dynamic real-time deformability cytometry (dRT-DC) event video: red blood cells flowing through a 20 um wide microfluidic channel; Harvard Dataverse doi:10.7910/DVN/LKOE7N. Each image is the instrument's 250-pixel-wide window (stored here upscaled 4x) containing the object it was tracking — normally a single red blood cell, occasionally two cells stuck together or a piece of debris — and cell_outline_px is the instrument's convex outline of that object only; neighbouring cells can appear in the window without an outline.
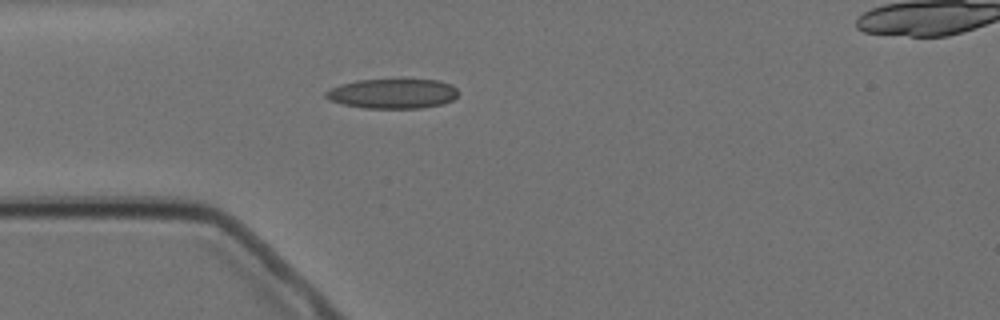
{"species": "Egyptian fruit bat (a non-hibernating species)", "species_latin": "Rousettus aegyptiacus", "temperature_condition": "cold", "stored_images_in_passage": 2, "camera_frame_rate_fps": 3000, "um_per_image_px": 0.085, "animal": {"sex": "female"}, "frame": {"image": 1, "passage_image": 2, "time_ms": 2.0, "image_size_px": [1000, 320], "cell_outline_px": [[460, 92], [452, 100], [444, 104], [420, 108], [364, 108], [344, 104], [328, 100], [324, 96], [324, 92], [340, 84], [356, 80], [440, 80], [452, 84]], "centroid_in_image_um": [33.39, 7.96], "position_along_channel_um": 51.6, "area_um2": 23.06}}